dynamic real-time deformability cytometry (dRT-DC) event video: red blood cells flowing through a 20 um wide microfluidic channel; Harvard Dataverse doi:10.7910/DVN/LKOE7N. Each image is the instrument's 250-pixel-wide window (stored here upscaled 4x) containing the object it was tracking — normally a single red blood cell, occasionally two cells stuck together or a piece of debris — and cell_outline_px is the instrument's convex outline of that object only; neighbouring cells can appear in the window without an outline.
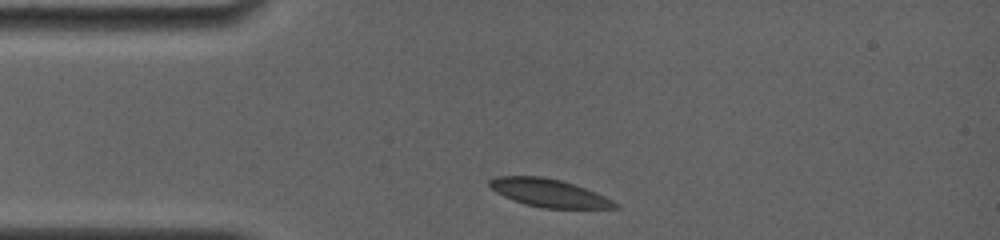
{"species": "common noctule bat (a hibernating species)", "species_latin": "Nyctalus noctula", "temperature_condition": "room temperature", "stored_images_in_passage": 31, "camera_frame_rate_fps": 4000, "um_per_image_px": 0.085, "animal": {"sex": "female", "body_mass_g": 19.0, "forearm_length_mm": 56.7}, "frame": {"image": 1, "passage_image": 1, "time_ms": 0.0, "image_size_px": [1000, 240], "cell_outline_px": [[620, 208], [540, 208], [524, 204], [504, 196], [496, 192], [488, 184], [488, 180], [496, 176], [540, 176], [560, 180], [596, 192], [620, 204]], "centroid_in_image_um": [46.65, 16.4], "position_along_channel_um": 38.3, "area_um2": 20.35}}
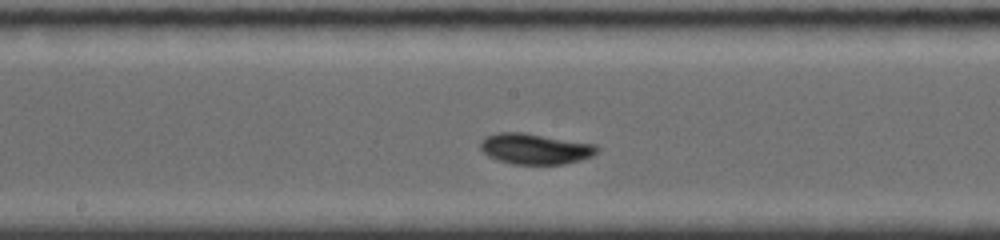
{"frame": {"image": 2, "passage_image": 18, "time_ms": 5.0, "image_size_px": [1000, 240], "cell_outline_px": [[600, 148], [592, 156], [580, 160], [564, 164], [512, 164], [488, 156], [480, 148], [480, 140], [484, 136], [496, 132], [524, 132], [596, 144]], "centroid_in_image_um": [45.47, 12.63], "position_along_channel_um": 202.7, "area_um2": 21.04}}
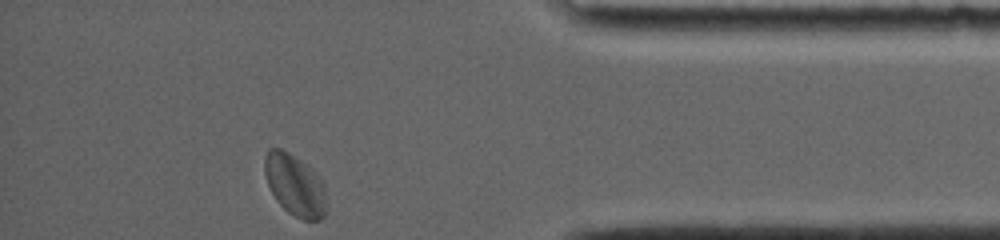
{"frame": {"image": 3, "passage_image": 31, "time_ms": 11.0, "image_size_px": [1000, 240], "cell_outline_px": [[324, 216], [320, 220], [304, 220], [288, 212], [276, 200], [268, 184], [264, 172], [264, 156], [268, 148], [280, 148], [288, 152], [308, 164], [312, 168], [324, 184]], "centroid_in_image_um": [25.04, 15.69], "position_along_channel_um": 410.2, "area_um2": 22.02}, "authors_computed_cell_mechanics": {"area_um2": 20.3456, "velocity_mm_per_s": 3.744, "shape_relaxation_time_tau1_ms": 4.1466, "shape_relaxation_time_tau2_ms": 1.3134, "deformation_change_tau1": 0.1174, "deformation_change_tau2": 0.031}}